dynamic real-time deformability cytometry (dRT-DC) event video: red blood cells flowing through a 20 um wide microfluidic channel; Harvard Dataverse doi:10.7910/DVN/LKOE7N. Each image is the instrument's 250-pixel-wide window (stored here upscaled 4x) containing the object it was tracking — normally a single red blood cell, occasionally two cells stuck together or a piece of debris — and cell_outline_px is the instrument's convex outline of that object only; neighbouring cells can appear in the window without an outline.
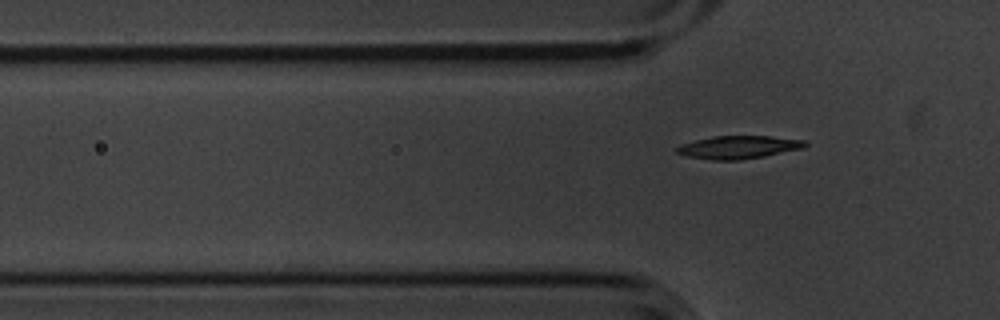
{"species": "common noctule bat (a hibernating species)", "species_latin": "Nyctalus noctula", "temperature_condition": "cold", "stored_images_in_passage": 6, "segment_of_instrument_passage": [2, 2], "camera_frame_rate_fps": 3000, "um_per_image_px": 0.085, "animal": {"sex": "male", "body_mass_g": 20.1, "forearm_length_mm": 53.5}, "frame": {"image": 1, "passage_image": 6, "time_ms": 1.667, "image_size_px": [1000, 320], "cell_outline_px": [[808, 144], [804, 148], [764, 156], [740, 160], [712, 160], [688, 156], [676, 152], [676, 148], [680, 144], [712, 136], [772, 136], [804, 140]], "centroid_in_image_um": [62.79, 12.51], "position_along_channel_um": 63.0, "area_um2": 17.11}}